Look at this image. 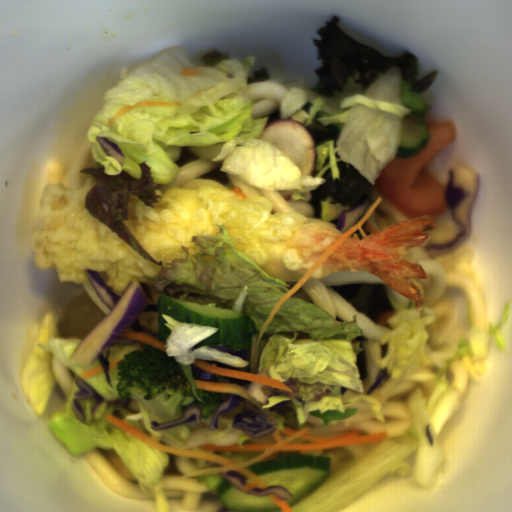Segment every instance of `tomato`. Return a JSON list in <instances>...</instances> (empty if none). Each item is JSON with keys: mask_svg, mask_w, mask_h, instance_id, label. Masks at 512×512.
I'll return each instance as SVG.
<instances>
[{"mask_svg": "<svg viewBox=\"0 0 512 512\" xmlns=\"http://www.w3.org/2000/svg\"><path fill=\"white\" fill-rule=\"evenodd\" d=\"M425 124L430 133L427 145L411 157L396 155L375 180L388 201L407 217H435L450 211L447 186L424 167L443 147L454 141L456 125L453 119Z\"/></svg>", "mask_w": 512, "mask_h": 512, "instance_id": "512abeb7", "label": "tomato"}]
</instances>
